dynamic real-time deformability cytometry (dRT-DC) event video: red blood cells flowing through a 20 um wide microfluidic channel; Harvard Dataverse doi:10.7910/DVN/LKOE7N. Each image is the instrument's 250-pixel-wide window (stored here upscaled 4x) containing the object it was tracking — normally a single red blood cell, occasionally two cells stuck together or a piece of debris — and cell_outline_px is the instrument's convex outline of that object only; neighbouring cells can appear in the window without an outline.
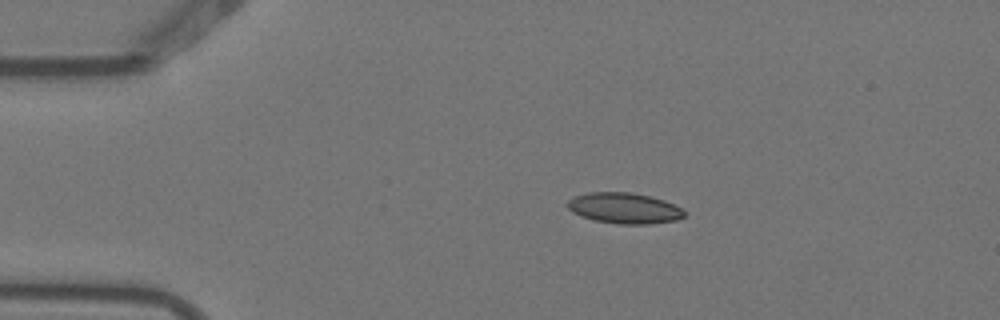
{"species": "Egyptian fruit bat (a non-hibernating species)", "species_latin": "Rousettus aegyptiacus", "temperature_condition": "warm", "stored_images_in_passage": 8, "camera_frame_rate_fps": 3000, "um_per_image_px": 0.085, "animal": {"sex": "female"}, "frame": {"image": 1, "passage_image": 3, "time_ms": 0.667, "image_size_px": [1000, 320], "cell_outline_px": [[684, 216], [676, 220], [648, 224], [620, 224], [592, 220], [580, 216], [572, 212], [564, 204], [568, 200], [576, 196], [588, 192], [628, 192], [648, 196], [664, 200], [680, 208], [684, 212]], "centroid_in_image_um": [53.0, 17.7], "position_along_channel_um": 32.0, "area_um2": 20.87}}
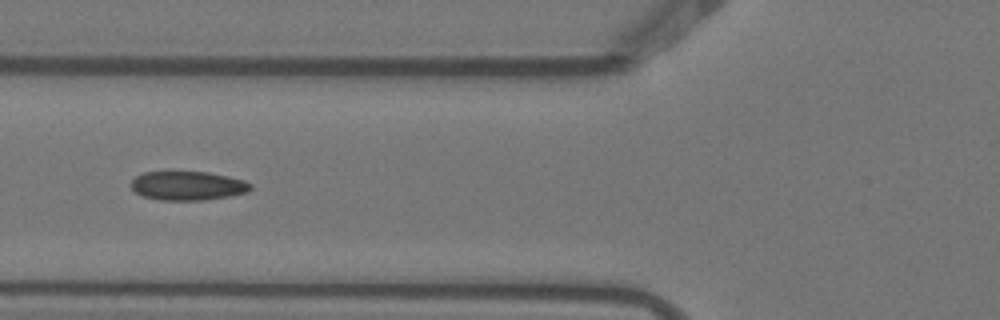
{"frame": {"image": 2, "passage_image": 6, "time_ms": 1.667, "image_size_px": [1000, 320], "cell_outline_px": [[252, 188], [248, 192], [228, 196], [204, 200], [160, 200], [144, 196], [136, 192], [128, 184], [136, 176], [144, 172], [208, 172], [228, 176], [244, 180], [252, 184]], "centroid_in_image_um": [15.96, 15.78], "position_along_channel_um": 109.8, "area_um2": 20.17}}
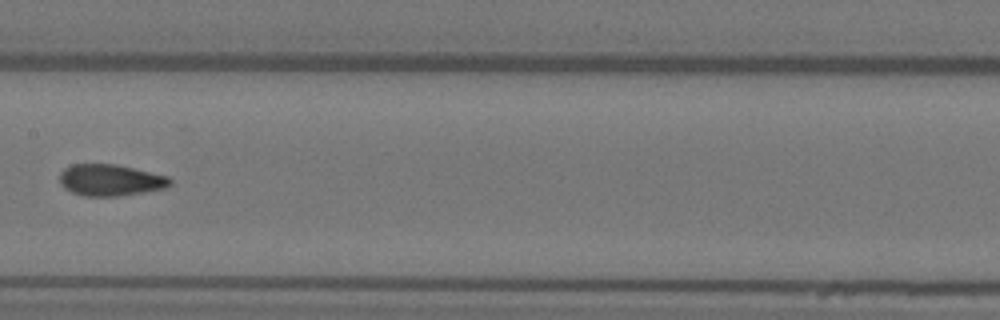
{"frame": {"image": 3, "passage_image": 8, "time_ms": 2.333, "image_size_px": [1000, 320], "cell_outline_px": [[172, 184], [164, 188], [116, 196], [84, 196], [72, 192], [64, 188], [60, 184], [60, 172], [64, 168], [72, 164], [116, 164], [168, 176], [172, 180]], "centroid_in_image_um": [9.35, 15.3], "position_along_channel_um": 198.0, "area_um2": 20.17}}